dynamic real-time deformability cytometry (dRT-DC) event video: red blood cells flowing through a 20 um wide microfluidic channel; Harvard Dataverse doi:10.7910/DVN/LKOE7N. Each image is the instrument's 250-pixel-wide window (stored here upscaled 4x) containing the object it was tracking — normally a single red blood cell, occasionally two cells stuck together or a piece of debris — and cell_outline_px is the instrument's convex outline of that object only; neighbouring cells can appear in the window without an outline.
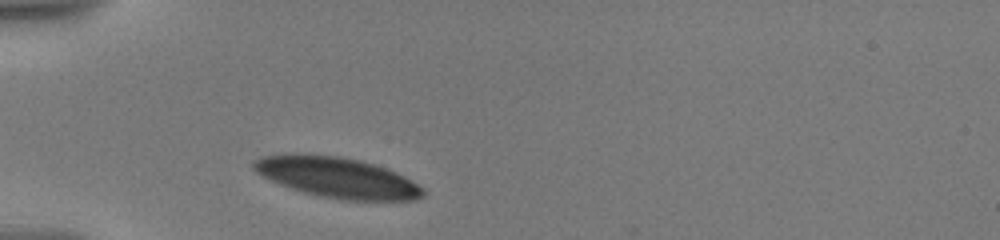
{"species": "human", "species_latin": "Homo sapiens", "temperature_condition": "warm", "stored_images_in_passage": 63, "camera_frame_rate_fps": 3000, "um_per_image_px": 0.085, "donor": {"sex": "male"}, "frame": {"image": 1, "passage_image": 1, "time_ms": 0.0, "image_size_px": [1000, 240], "cell_outline_px": [[424, 196], [416, 200], [340, 200], [316, 196], [280, 184], [256, 172], [252, 168], [252, 164], [256, 160], [264, 156], [340, 156], [360, 160], [384, 168], [404, 176], [424, 188]], "centroid_in_image_um": [28.73, 15.13], "position_along_channel_um": 56.3, "area_um2": 38.9}}
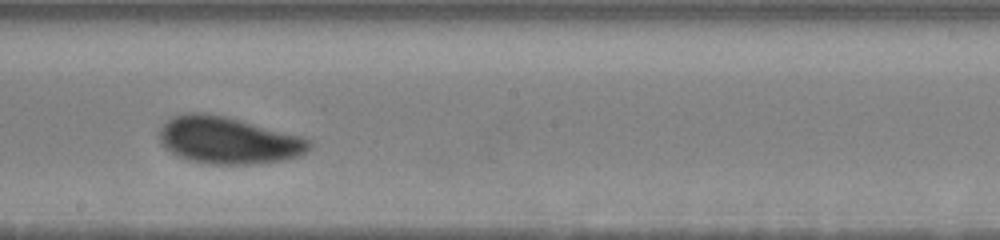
{"frame": {"image": 2, "passage_image": 30, "time_ms": 5.333, "image_size_px": [1000, 240], "cell_outline_px": [[312, 144], [300, 156], [284, 160], [260, 164], [208, 164], [176, 156], [164, 148], [160, 144], [160, 128], [172, 116], [184, 112], [204, 112], [224, 116], [300, 136], [308, 140]], "centroid_in_image_um": [19.35, 11.93], "position_along_channel_um": 228.9, "area_um2": 40.98}}
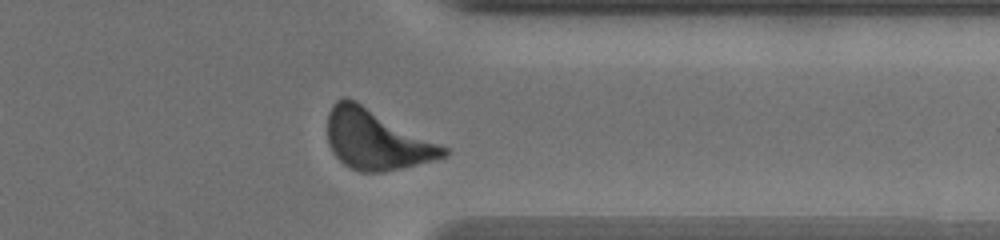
{"frame": {"image": 3, "passage_image": 52, "time_ms": 9.667, "image_size_px": [1000, 240], "cell_outline_px": [[452, 152], [448, 156], [384, 172], [360, 172], [344, 164], [332, 152], [328, 144], [328, 112], [332, 104], [336, 100], [344, 96], [356, 100], [448, 148]], "centroid_in_image_um": [31.97, 11.85], "position_along_channel_um": 379.4, "area_um2": 40.52}, "authors_computed_cell_mechanics": {"area_um2": 40.6912, "velocity_mm_per_s": 3.4966, "shape_relaxation_time_tau1_ms": 2.9866, "shape_relaxation_time_tau2_ms": null, "deformation_change_tau1": 0.126, "deformation_change_tau2": null}}